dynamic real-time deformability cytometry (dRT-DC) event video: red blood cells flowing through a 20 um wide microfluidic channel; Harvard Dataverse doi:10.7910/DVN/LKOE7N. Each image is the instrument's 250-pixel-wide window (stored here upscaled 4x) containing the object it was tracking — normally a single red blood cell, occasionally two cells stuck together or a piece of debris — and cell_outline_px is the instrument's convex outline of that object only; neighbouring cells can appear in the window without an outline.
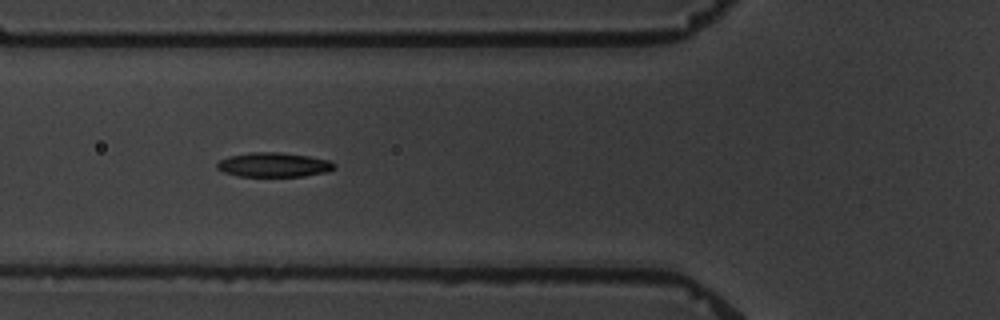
{"species": "common noctule bat (a hibernating species)", "species_latin": "Nyctalus noctula", "temperature_condition": "warm", "stored_images_in_passage": 8, "camera_frame_rate_fps": 3000, "um_per_image_px": 0.085, "animal": {"sex": "male", "body_mass_g": 19.5, "forearm_length_mm": 54.6}, "frame": {"image": 1, "passage_image": 6, "time_ms": 6.667, "image_size_px": [1000, 320], "cell_outline_px": [[336, 168], [328, 172], [304, 176], [236, 176], [224, 172], [216, 168], [216, 164], [220, 160], [228, 156], [248, 152], [276, 152], [308, 156], [328, 160], [336, 164]], "centroid_in_image_um": [23.26, 14.01], "position_along_channel_um": 102.5, "area_um2": 16.76}}
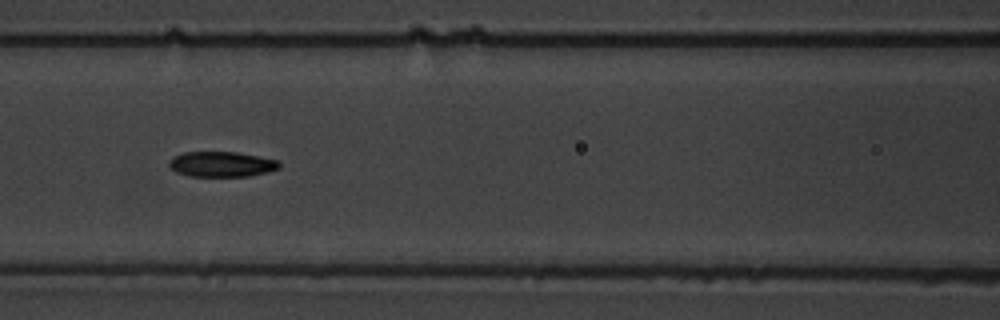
{"frame": {"image": 2, "passage_image": 7, "time_ms": 8.0, "image_size_px": [1000, 320], "cell_outline_px": [[280, 168], [268, 172], [248, 176], [188, 176], [176, 172], [168, 164], [168, 160], [172, 156], [184, 152], [236, 152], [260, 156], [280, 160]], "centroid_in_image_um": [18.84, 13.95], "position_along_channel_um": 147.8, "area_um2": 16.42}}
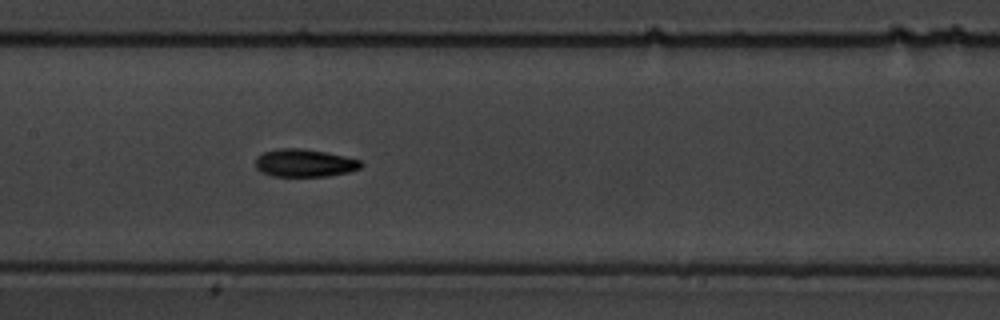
{"frame": {"image": 3, "passage_image": 8, "time_ms": 9.0, "image_size_px": [1000, 320], "cell_outline_px": [[364, 164], [360, 168], [348, 172], [328, 176], [272, 176], [260, 172], [256, 168], [256, 156], [264, 152], [276, 148], [300, 148], [324, 152], [344, 156], [360, 160]], "centroid_in_image_um": [25.85, 13.85], "position_along_channel_um": 181.5, "area_um2": 17.11}}